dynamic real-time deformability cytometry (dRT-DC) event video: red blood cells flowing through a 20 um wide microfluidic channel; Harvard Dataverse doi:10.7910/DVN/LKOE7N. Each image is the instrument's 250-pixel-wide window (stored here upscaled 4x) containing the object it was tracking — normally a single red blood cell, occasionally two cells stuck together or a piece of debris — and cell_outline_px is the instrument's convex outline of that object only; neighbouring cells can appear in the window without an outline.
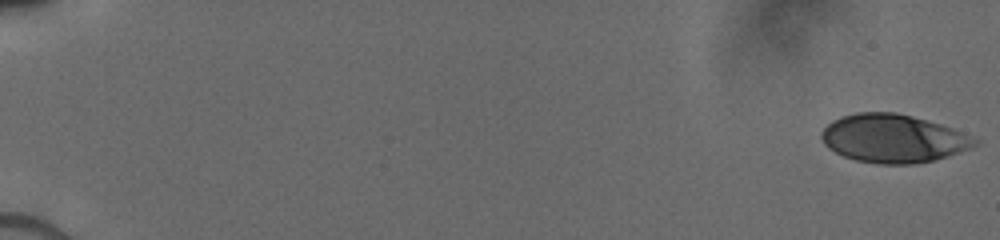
{"species": "human", "species_latin": "Homo sapiens", "temperature_condition": "cold", "stored_images_in_passage": 23, "camera_frame_rate_fps": 3000, "um_per_image_px": 0.085, "donor": {"sex": "male"}, "frame": {"image": 1, "passage_image": 1, "time_ms": 0.0, "image_size_px": [1000, 240], "cell_outline_px": [[980, 144], [972, 148], [948, 156], [932, 160], [912, 164], [880, 164], [856, 160], [844, 156], [828, 148], [824, 144], [820, 136], [820, 132], [832, 120], [840, 116], [856, 112], [896, 112], [912, 116], [940, 124], [952, 128], [980, 140]], "centroid_in_image_um": [75.91, 11.76], "position_along_channel_um": 9.1, "area_um2": 43.23}}
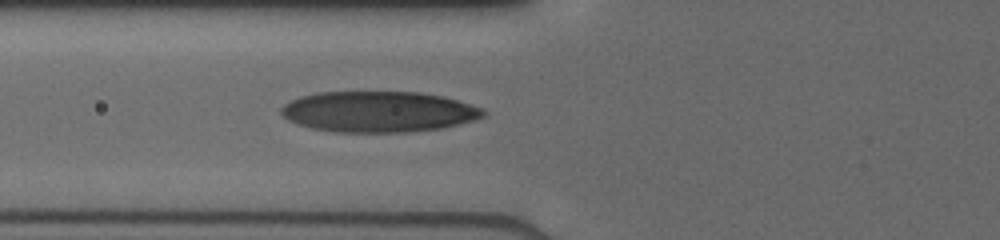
{"frame": {"image": 2, "passage_image": 20, "time_ms": 7.0, "image_size_px": [1000, 240], "cell_outline_px": [[488, 116], [476, 120], [440, 128], [408, 132], [336, 132], [312, 128], [288, 120], [280, 112], [280, 108], [284, 104], [300, 96], [316, 92], [420, 92], [444, 96], [484, 108], [488, 112]], "centroid_in_image_um": [32.23, 9.49], "position_along_channel_um": 93.6, "area_um2": 48.38}}
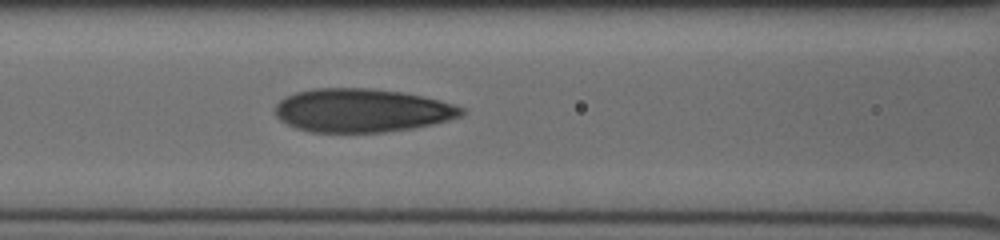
{"frame": {"image": 3, "passage_image": 23, "time_ms": 8.0, "image_size_px": [1000, 240], "cell_outline_px": [[464, 112], [460, 116], [448, 120], [432, 124], [412, 128], [384, 132], [312, 132], [296, 128], [280, 120], [276, 116], [276, 104], [284, 96], [296, 92], [312, 88], [372, 88], [404, 92], [440, 100], [464, 108]], "centroid_in_image_um": [30.74, 9.37], "position_along_channel_um": 135.9, "area_um2": 47.28}}